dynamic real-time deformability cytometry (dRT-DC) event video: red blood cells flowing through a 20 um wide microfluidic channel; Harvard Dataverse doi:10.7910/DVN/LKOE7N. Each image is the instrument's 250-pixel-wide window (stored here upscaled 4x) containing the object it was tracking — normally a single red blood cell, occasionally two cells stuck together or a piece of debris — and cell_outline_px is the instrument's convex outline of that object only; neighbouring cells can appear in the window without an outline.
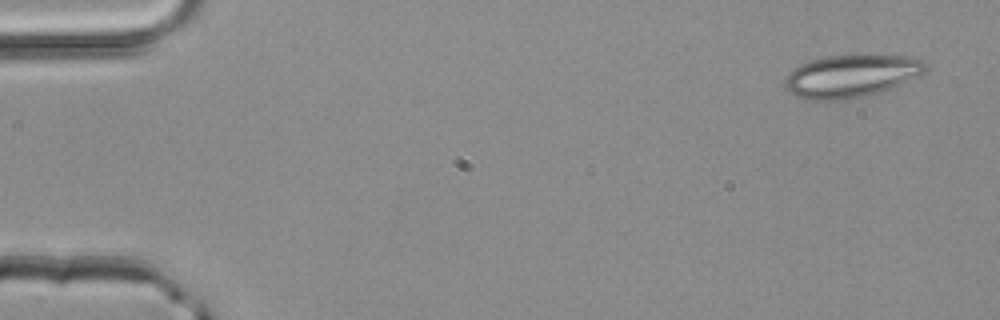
{"species": "common noctule bat (a hibernating species)", "species_latin": "Nyctalus noctula", "temperature_condition": "room temperature", "stored_images_in_passage": 3, "camera_frame_rate_fps": 3000, "um_per_image_px": 0.085, "animal": {"sex": "male", "body_mass_g": 20.4}, "frame": {"image": 1, "passage_image": 1, "time_ms": 0.0, "image_size_px": [1000, 320], "cell_outline_px": [[928, 68], [924, 72], [900, 84], [864, 96], [848, 100], [812, 100], [796, 96], [788, 88], [784, 80], [800, 64], [824, 56], [920, 56], [924, 60]], "centroid_in_image_um": [72.4, 6.46], "position_along_channel_um": 12.6, "area_um2": 34.28}}